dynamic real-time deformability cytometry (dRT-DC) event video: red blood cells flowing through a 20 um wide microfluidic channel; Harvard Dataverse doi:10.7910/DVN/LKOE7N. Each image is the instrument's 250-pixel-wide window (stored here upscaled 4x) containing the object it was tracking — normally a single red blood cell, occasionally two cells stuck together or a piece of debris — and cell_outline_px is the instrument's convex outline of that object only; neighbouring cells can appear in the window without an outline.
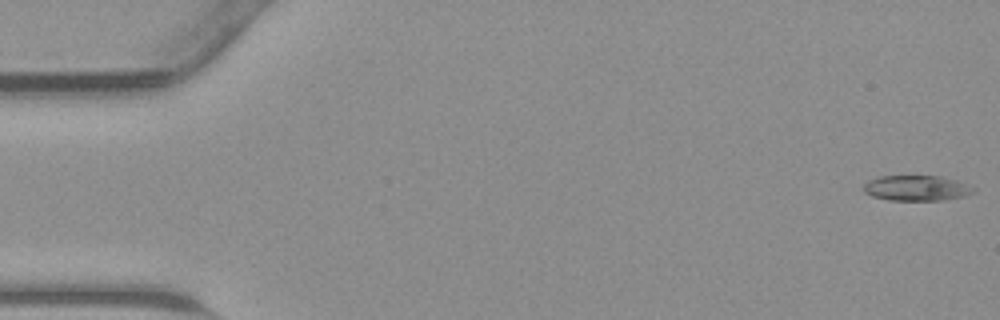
{"species": "common noctule bat (a hibernating species)", "species_latin": "Nyctalus noctula", "temperature_condition": "warm", "stored_images_in_passage": 18, "camera_frame_rate_fps": 3000, "um_per_image_px": 0.085, "animal": {"sex": "male", "body_mass_g": 23.1, "forearm_length_mm": 52.7}, "frame": {"image": 1, "passage_image": 1, "time_ms": 0.0, "image_size_px": [1000, 320], "cell_outline_px": [[976, 188], [972, 192], [964, 196], [944, 200], [888, 200], [872, 196], [864, 192], [860, 188], [868, 180], [880, 176], [940, 176], [956, 180]], "centroid_in_image_um": [77.85, 15.99], "position_along_channel_um": 7.1, "area_um2": 16.3}}
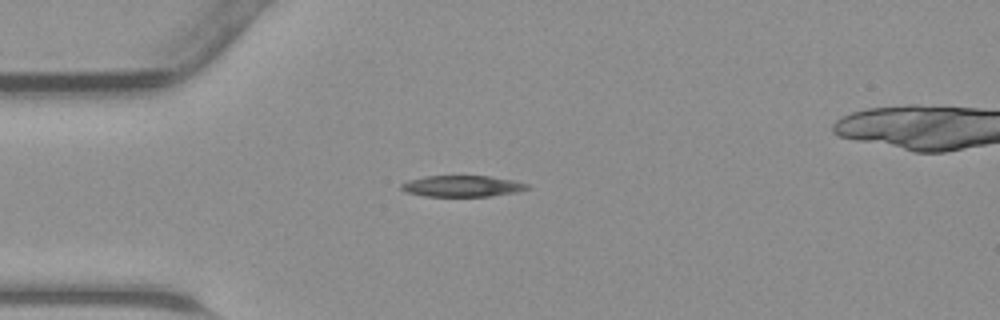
{"frame": {"image": 2, "passage_image": 12, "time_ms": 3.667, "image_size_px": [1000, 320], "cell_outline_px": [[532, 188], [516, 192], [492, 196], [424, 196], [404, 192], [400, 188], [400, 184], [408, 180], [424, 176], [488, 176], [512, 180], [528, 184]], "centroid_in_image_um": [39.26, 15.82], "position_along_channel_um": 45.7, "area_um2": 15.66}}